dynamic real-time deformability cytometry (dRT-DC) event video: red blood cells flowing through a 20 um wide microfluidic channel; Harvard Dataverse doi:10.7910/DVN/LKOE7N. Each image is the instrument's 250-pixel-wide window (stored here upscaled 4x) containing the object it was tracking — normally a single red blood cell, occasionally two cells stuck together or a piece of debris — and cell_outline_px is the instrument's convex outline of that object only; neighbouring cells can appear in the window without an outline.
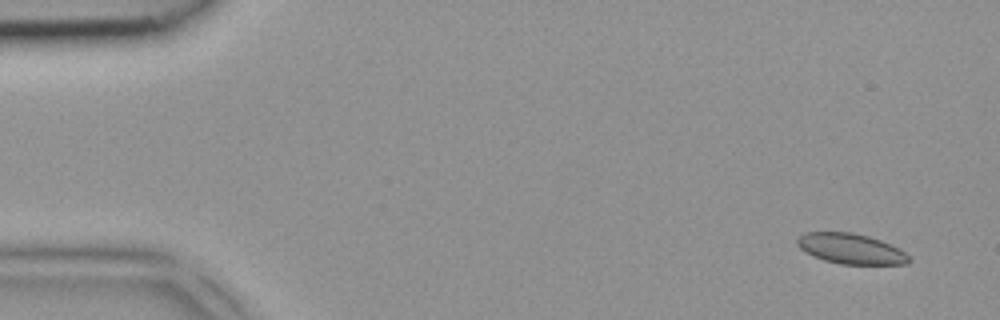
{"species": "common noctule bat (a hibernating species)", "species_latin": "Nyctalus noctula", "temperature_condition": "room temperature", "stored_images_in_passage": 5, "camera_frame_rate_fps": 3000, "um_per_image_px": 0.085, "animal": {"sex": "female", "body_mass_g": 18.4}, "frame": {"image": 1, "passage_image": 1, "time_ms": 0.0, "image_size_px": [1000, 320], "cell_outline_px": [[912, 260], [908, 264], [840, 264], [824, 260], [800, 248], [796, 244], [796, 240], [804, 232], [852, 232], [868, 236], [892, 244], [900, 248]], "centroid_in_image_um": [72.36, 21.14], "position_along_channel_um": 12.6, "area_um2": 19.71}}
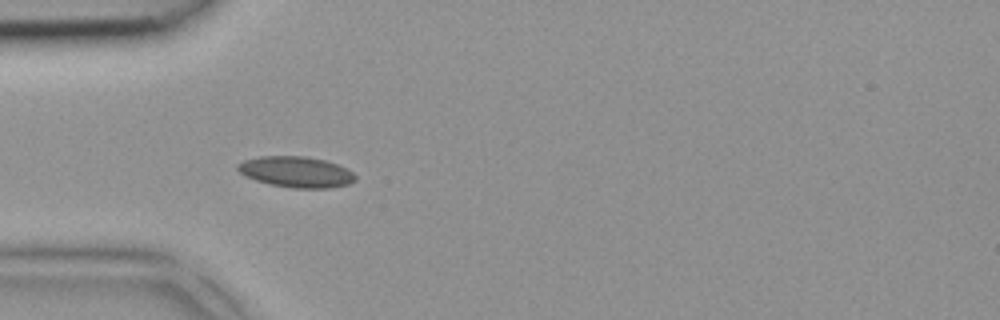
{"frame": {"image": 2, "passage_image": 4, "time_ms": 1.0, "image_size_px": [1000, 320], "cell_outline_px": [[356, 180], [348, 184], [332, 188], [292, 188], [268, 184], [244, 176], [236, 168], [236, 164], [244, 160], [260, 156], [304, 156], [324, 160], [336, 164], [352, 172], [356, 176]], "centroid_in_image_um": [25.14, 14.62], "position_along_channel_um": 59.9, "area_um2": 21.21}}